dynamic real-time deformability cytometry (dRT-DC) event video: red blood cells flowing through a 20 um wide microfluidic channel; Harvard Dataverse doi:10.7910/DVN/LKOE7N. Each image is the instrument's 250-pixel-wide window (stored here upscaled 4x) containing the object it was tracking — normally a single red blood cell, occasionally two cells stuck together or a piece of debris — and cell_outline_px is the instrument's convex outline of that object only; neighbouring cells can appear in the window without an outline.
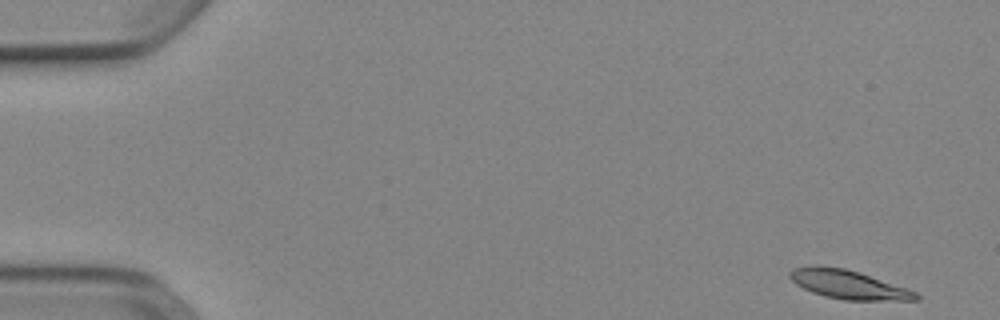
{"species": "Egyptian fruit bat (a non-hibernating species)", "species_latin": "Rousettus aegyptiacus", "temperature_condition": "cold", "stored_images_in_passage": 51, "camera_frame_rate_fps": 3000, "um_per_image_px": 0.085, "animal": {"sex": "female"}, "frame": {"image": 1, "passage_image": 1, "time_ms": 0.0, "image_size_px": [1000, 320], "cell_outline_px": [[920, 300], [844, 300], [824, 296], [812, 292], [796, 284], [788, 276], [788, 272], [792, 268], [816, 264], [844, 268], [860, 272], [916, 292], [920, 296]], "centroid_in_image_um": [72.05, 24.17], "position_along_channel_um": 12.9, "area_um2": 21.21}}
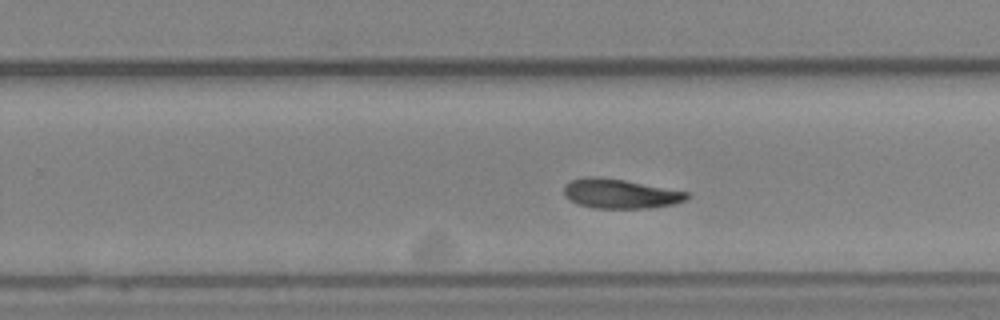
{"frame": {"image": 2, "passage_image": 32, "time_ms": 10.333, "image_size_px": [1000, 320], "cell_outline_px": [[692, 196], [688, 200], [672, 204], [648, 208], [592, 208], [580, 204], [564, 196], [564, 184], [572, 180], [584, 176], [600, 176], [624, 180], [688, 192]], "centroid_in_image_um": [52.72, 16.45], "position_along_channel_um": 277.1, "area_um2": 21.15}}
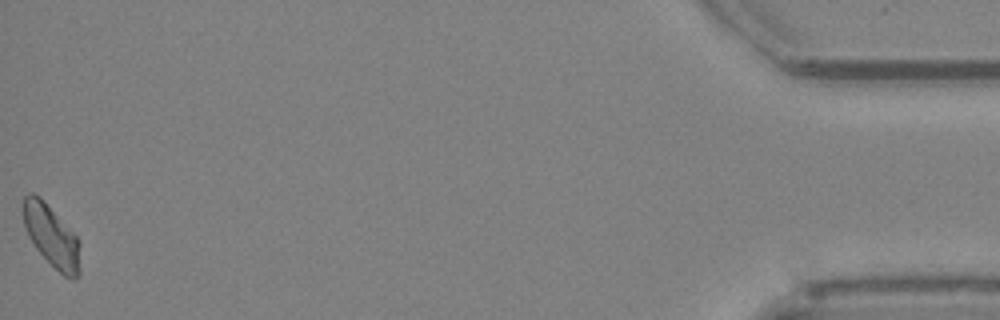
{"frame": {"image": 3, "passage_image": 51, "time_ms": 16.667, "image_size_px": [1000, 320], "cell_outline_px": [[80, 272], [72, 280], [64, 276], [36, 248], [28, 236], [24, 224], [20, 208], [24, 196], [28, 192], [32, 192], [40, 196], [80, 240]], "centroid_in_image_um": [4.35, 20.02], "position_along_channel_um": 430.8, "area_um2": 20.69}, "authors_computed_cell_mechanics": {"area_um2": 21.2126, "velocity_mm_per_s": 3.8589, "shape_relaxation_time_tau1_ms": 4.2681, "shape_relaxation_time_tau2_ms": null, "deformation_change_tau1": 0.1282, "deformation_change_tau2": null}}